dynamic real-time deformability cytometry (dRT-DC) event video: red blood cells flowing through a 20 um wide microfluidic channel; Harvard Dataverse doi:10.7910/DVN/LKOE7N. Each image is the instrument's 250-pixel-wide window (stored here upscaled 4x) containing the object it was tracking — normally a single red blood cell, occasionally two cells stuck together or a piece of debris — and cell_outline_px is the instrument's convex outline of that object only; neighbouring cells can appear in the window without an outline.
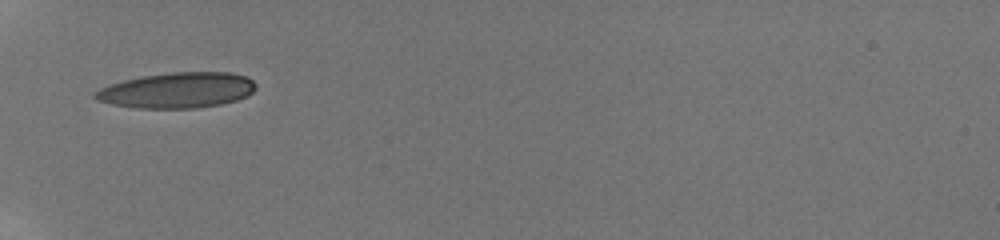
{"species": "human", "species_latin": "Homo sapiens", "temperature_condition": "room temperature", "stored_images_in_passage": 3, "camera_frame_rate_fps": 3000, "um_per_image_px": 0.085, "donor": {"sex": "male"}, "frame": {"image": 1, "passage_image": 1, "time_ms": 0.0, "image_size_px": [1000, 240], "cell_outline_px": [[256, 88], [248, 96], [236, 100], [220, 104], [196, 108], [132, 108], [112, 104], [96, 100], [92, 96], [92, 92], [108, 84], [140, 76], [172, 72], [232, 72], [248, 76], [256, 84]], "centroid_in_image_um": [15.04, 7.67], "position_along_channel_um": 70.0, "area_um2": 33.7}}
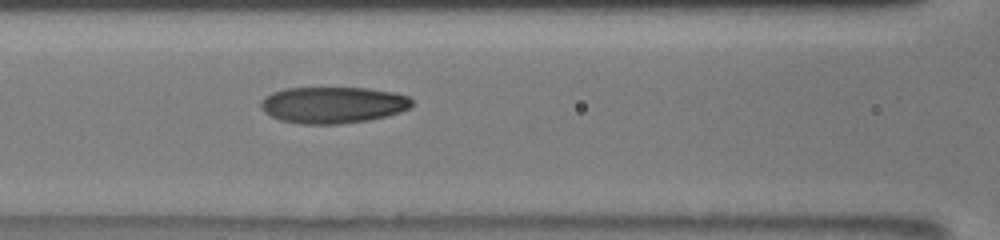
{"frame": {"image": 2, "passage_image": 3, "time_ms": 2.0, "image_size_px": [1000, 240], "cell_outline_px": [[412, 108], [400, 112], [368, 120], [340, 124], [300, 124], [280, 120], [264, 112], [260, 108], [260, 100], [264, 96], [272, 92], [284, 88], [368, 88], [392, 92], [408, 96], [412, 100]], "centroid_in_image_um": [28.27, 8.92], "position_along_channel_um": 138.3, "area_um2": 32.31}}